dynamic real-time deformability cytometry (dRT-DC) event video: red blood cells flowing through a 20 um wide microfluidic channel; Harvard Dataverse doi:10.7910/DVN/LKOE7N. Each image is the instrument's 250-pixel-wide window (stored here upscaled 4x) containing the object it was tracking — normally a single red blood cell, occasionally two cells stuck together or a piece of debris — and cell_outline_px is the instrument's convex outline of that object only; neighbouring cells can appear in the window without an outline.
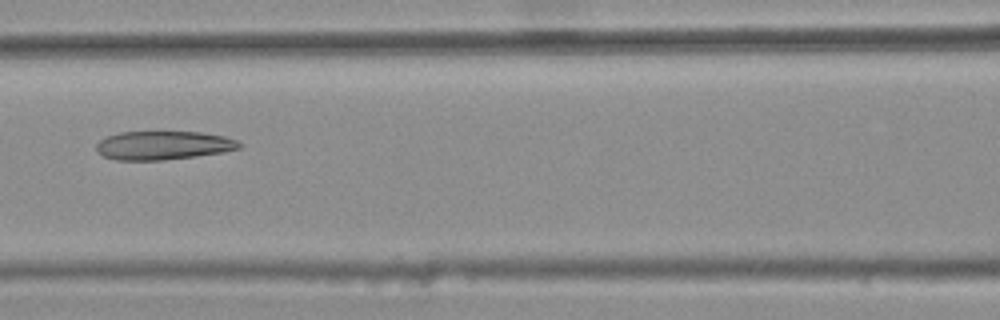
{"species": "common noctule bat (a hibernating species)", "species_latin": "Nyctalus noctula", "temperature_condition": "warm", "stored_images_in_passage": 6, "camera_frame_rate_fps": 3000, "um_per_image_px": 0.085, "animal": {"sex": "female", "body_mass_g": 25.1}, "frame": {"image": 1, "passage_image": 5, "time_ms": 1.333, "image_size_px": [1000, 320], "cell_outline_px": [[244, 144], [240, 148], [224, 152], [196, 156], [160, 160], [116, 160], [104, 156], [96, 148], [96, 144], [100, 140], [108, 136], [120, 132], [200, 132], [224, 136], [236, 140]], "centroid_in_image_um": [13.91, 12.35], "position_along_channel_um": 152.7, "area_um2": 23.76}}
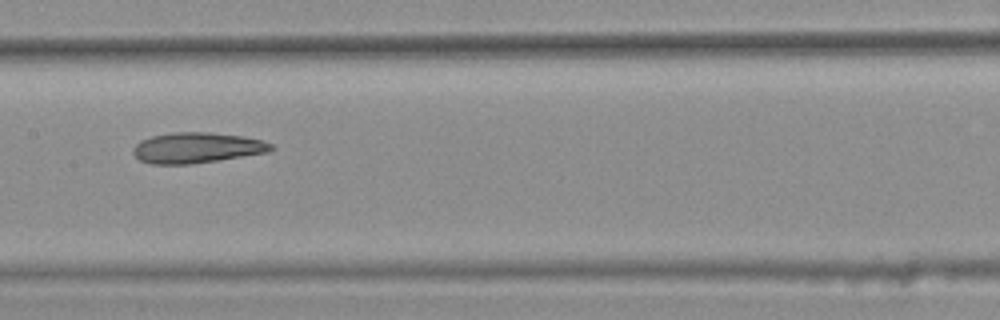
{"frame": {"image": 2, "passage_image": 6, "time_ms": 1.667, "image_size_px": [1000, 320], "cell_outline_px": [[276, 148], [268, 152], [216, 160], [188, 164], [152, 164], [140, 160], [132, 152], [132, 148], [140, 140], [152, 136], [172, 132], [208, 132], [244, 136], [264, 140], [272, 144]], "centroid_in_image_um": [16.74, 12.55], "position_along_channel_um": 190.7, "area_um2": 24.57}}